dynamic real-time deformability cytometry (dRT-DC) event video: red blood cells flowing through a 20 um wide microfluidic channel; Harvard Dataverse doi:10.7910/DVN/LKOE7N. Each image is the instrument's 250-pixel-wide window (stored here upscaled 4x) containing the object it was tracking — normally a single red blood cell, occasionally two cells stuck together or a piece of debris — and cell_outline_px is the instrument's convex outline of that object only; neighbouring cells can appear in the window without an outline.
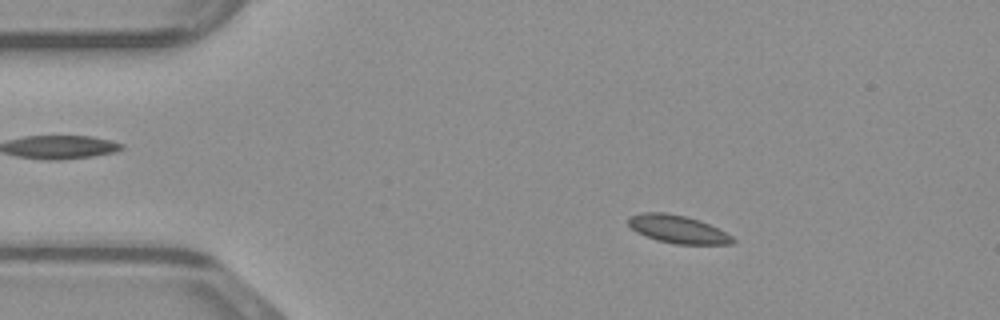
{"species": "common noctule bat (a hibernating species)", "species_latin": "Nyctalus noctula", "temperature_condition": "warm", "stored_images_in_passage": 48, "camera_frame_rate_fps": 3000, "um_per_image_px": 0.085, "animal": {"sex": "male", "body_mass_g": 23.1, "forearm_length_mm": 52.7}, "frame": {"image": 1, "passage_image": 8, "time_ms": 2.333, "image_size_px": [1000, 320], "cell_outline_px": [[736, 240], [732, 244], [676, 244], [656, 240], [644, 236], [636, 232], [628, 224], [628, 216], [640, 212], [664, 212], [684, 216], [700, 220], [732, 236]], "centroid_in_image_um": [57.56, 19.48], "position_along_channel_um": 27.4, "area_um2": 16.99}}
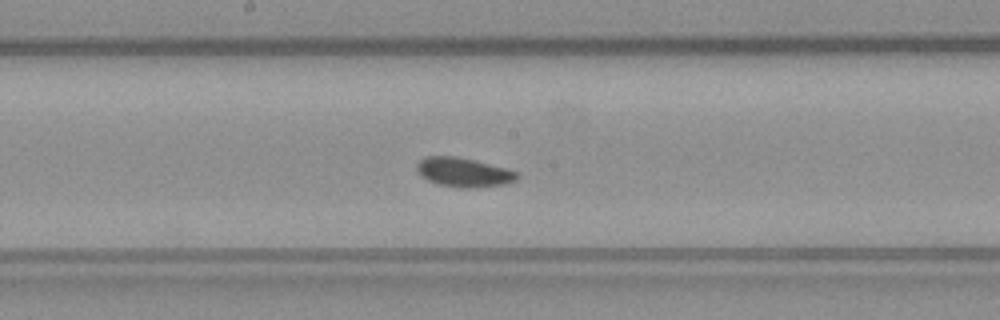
{"frame": {"image": 2, "passage_image": 25, "time_ms": 8.0, "image_size_px": [1000, 320], "cell_outline_px": [[520, 176], [516, 180], [504, 184], [476, 188], [460, 188], [436, 184], [420, 176], [416, 172], [416, 164], [424, 156], [456, 156], [520, 172]], "centroid_in_image_um": [39.37, 14.66], "position_along_channel_um": 208.8, "area_um2": 17.22}}
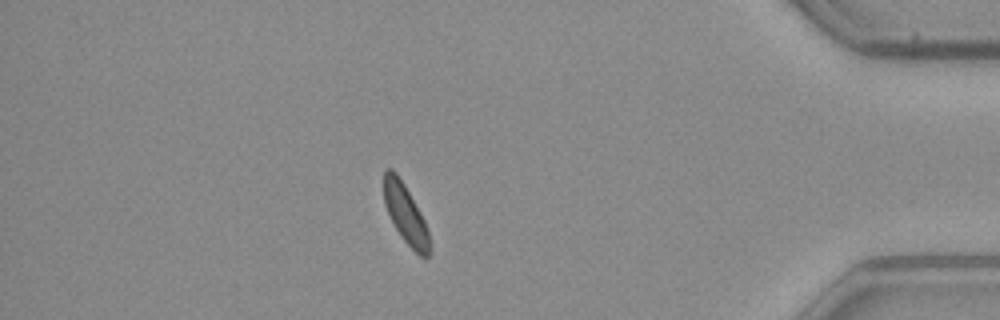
{"frame": {"image": 3, "passage_image": 42, "time_ms": 13.667, "image_size_px": [1000, 320], "cell_outline_px": [[428, 256], [420, 256], [404, 240], [396, 228], [384, 204], [384, 168], [392, 168], [396, 172], [404, 184], [420, 212], [428, 228]], "centroid_in_image_um": [34.43, 18.11], "position_along_channel_um": 400.8, "area_um2": 15.2}}